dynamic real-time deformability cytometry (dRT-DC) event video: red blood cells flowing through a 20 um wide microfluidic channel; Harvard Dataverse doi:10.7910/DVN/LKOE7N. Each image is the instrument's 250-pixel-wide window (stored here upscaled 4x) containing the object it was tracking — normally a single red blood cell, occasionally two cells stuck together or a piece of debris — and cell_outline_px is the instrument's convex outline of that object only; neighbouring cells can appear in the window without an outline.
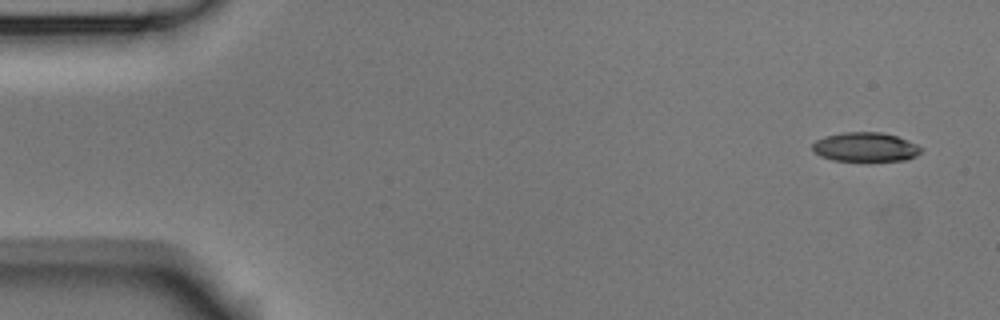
{"species": "Egyptian fruit bat (a non-hibernating species)", "species_latin": "Rousettus aegyptiacus", "temperature_condition": "room temperature", "stored_images_in_passage": 7, "camera_frame_rate_fps": 3000, "um_per_image_px": 0.085, "animal": {"sex": "male"}, "frame": {"image": 1, "passage_image": 1, "time_ms": 0.0, "image_size_px": [1000, 320], "cell_outline_px": [[924, 148], [916, 156], [908, 160], [832, 160], [820, 156], [812, 152], [812, 144], [816, 140], [824, 136], [844, 132], [880, 132], [896, 136], [908, 140]], "centroid_in_image_um": [73.54, 12.49], "position_along_channel_um": 11.5, "area_um2": 18.5}}
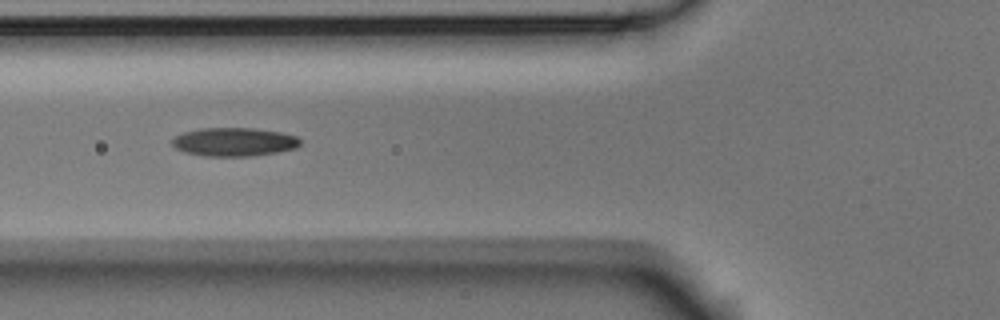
{"frame": {"image": 2, "passage_image": 5, "time_ms": 1.333, "image_size_px": [1000, 320], "cell_outline_px": [[300, 144], [296, 148], [276, 152], [252, 156], [204, 156], [184, 152], [176, 148], [172, 144], [172, 140], [176, 136], [184, 132], [200, 128], [256, 128], [280, 132], [296, 136], [300, 140]], "centroid_in_image_um": [19.89, 12.06], "position_along_channel_um": 105.9, "area_um2": 21.27}}
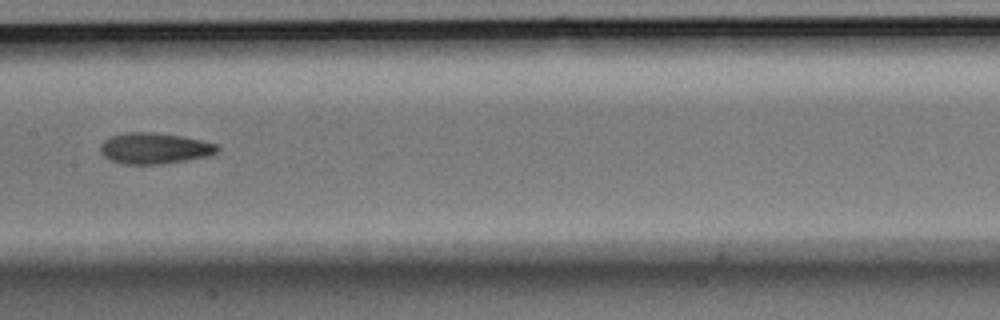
{"frame": {"image": 3, "passage_image": 7, "time_ms": 2.0, "image_size_px": [1000, 320], "cell_outline_px": [[220, 148], [216, 152], [208, 156], [164, 164], [120, 164], [108, 160], [100, 152], [100, 144], [108, 136], [124, 132], [152, 132], [180, 136], [204, 140], [216, 144]], "centroid_in_image_um": [13.08, 12.61], "position_along_channel_um": 194.3, "area_um2": 21.44}}